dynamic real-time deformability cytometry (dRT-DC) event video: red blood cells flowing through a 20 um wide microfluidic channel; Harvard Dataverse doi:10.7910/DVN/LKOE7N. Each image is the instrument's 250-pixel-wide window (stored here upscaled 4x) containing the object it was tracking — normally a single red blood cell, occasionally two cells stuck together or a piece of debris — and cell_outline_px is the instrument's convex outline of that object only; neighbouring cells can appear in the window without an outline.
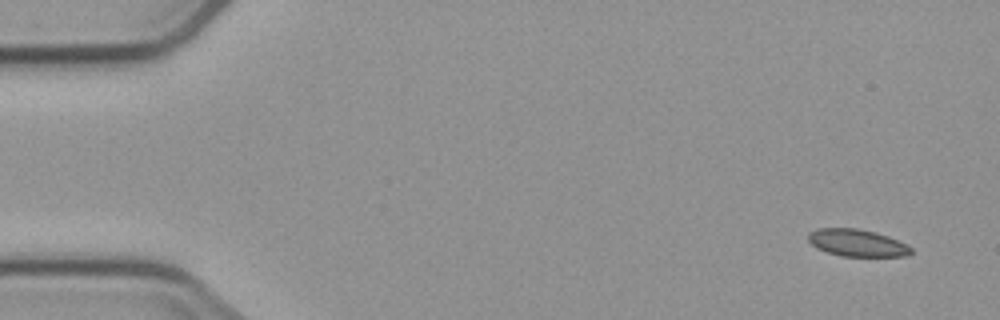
{"species": "common noctule bat (a hibernating species)", "species_latin": "Nyctalus noctula", "temperature_condition": "cold", "stored_images_in_passage": 4, "camera_frame_rate_fps": 3000, "um_per_image_px": 0.085, "animal": {"sex": "male", "body_mass_g": 23.1, "forearm_length_mm": 52.7}, "frame": {"image": 1, "passage_image": 1, "time_ms": 0.0, "image_size_px": [1000, 320], "cell_outline_px": [[912, 252], [904, 256], [844, 256], [828, 252], [816, 248], [808, 240], [808, 232], [816, 228], [856, 228], [876, 232], [888, 236], [912, 248]], "centroid_in_image_um": [72.81, 20.63], "position_along_channel_um": 12.2, "area_um2": 16.13}}
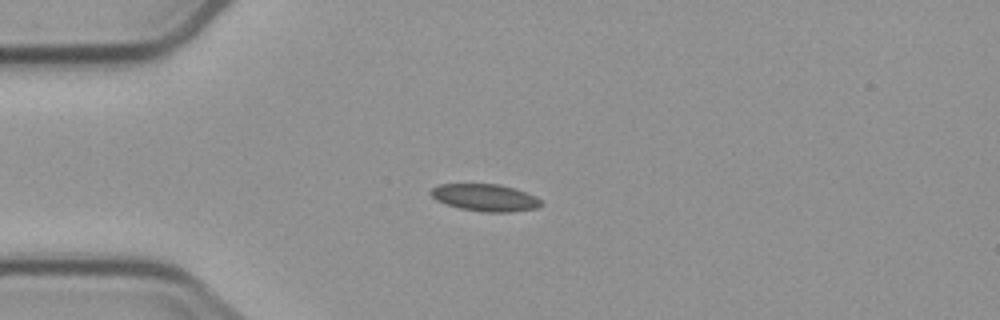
{"frame": {"image": 2, "passage_image": 4, "time_ms": 3.667, "image_size_px": [1000, 320], "cell_outline_px": [[544, 204], [536, 208], [512, 212], [484, 212], [460, 208], [436, 200], [428, 192], [436, 184], [500, 184], [516, 188], [536, 196]], "centroid_in_image_um": [41.25, 16.79], "position_along_channel_um": 43.8, "area_um2": 17.57}}